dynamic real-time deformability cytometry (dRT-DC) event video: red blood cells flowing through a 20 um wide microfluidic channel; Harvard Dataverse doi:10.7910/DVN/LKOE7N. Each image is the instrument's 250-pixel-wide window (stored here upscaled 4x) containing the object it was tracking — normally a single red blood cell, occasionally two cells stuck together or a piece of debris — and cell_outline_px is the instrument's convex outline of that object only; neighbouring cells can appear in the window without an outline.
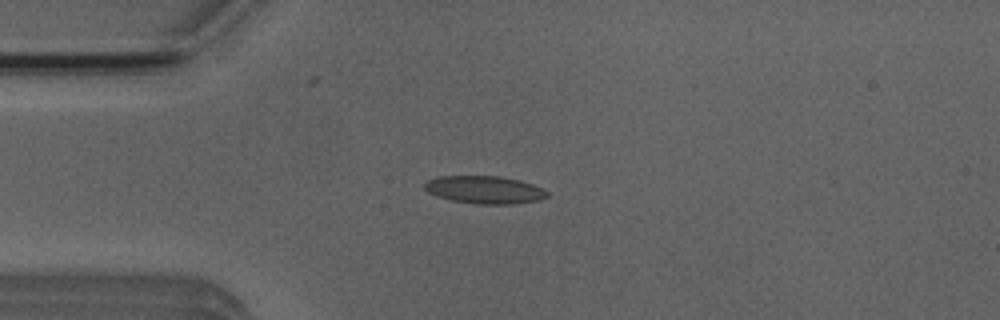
{"species": "Egyptian fruit bat (a non-hibernating species)", "species_latin": "Rousettus aegyptiacus", "temperature_condition": "room temperature", "stored_images_in_passage": 5, "camera_frame_rate_fps": 3000, "um_per_image_px": 0.085, "animal": {"sex": "male"}, "frame": {"image": 1, "passage_image": 3, "time_ms": 2.333, "image_size_px": [1000, 320], "cell_outline_px": [[548, 196], [540, 200], [512, 204], [476, 204], [452, 200], [436, 196], [428, 192], [424, 188], [424, 184], [428, 180], [440, 176], [500, 176], [520, 180], [544, 188], [548, 192]], "centroid_in_image_um": [41.21, 16.13], "position_along_channel_um": 43.8, "area_um2": 19.88}}